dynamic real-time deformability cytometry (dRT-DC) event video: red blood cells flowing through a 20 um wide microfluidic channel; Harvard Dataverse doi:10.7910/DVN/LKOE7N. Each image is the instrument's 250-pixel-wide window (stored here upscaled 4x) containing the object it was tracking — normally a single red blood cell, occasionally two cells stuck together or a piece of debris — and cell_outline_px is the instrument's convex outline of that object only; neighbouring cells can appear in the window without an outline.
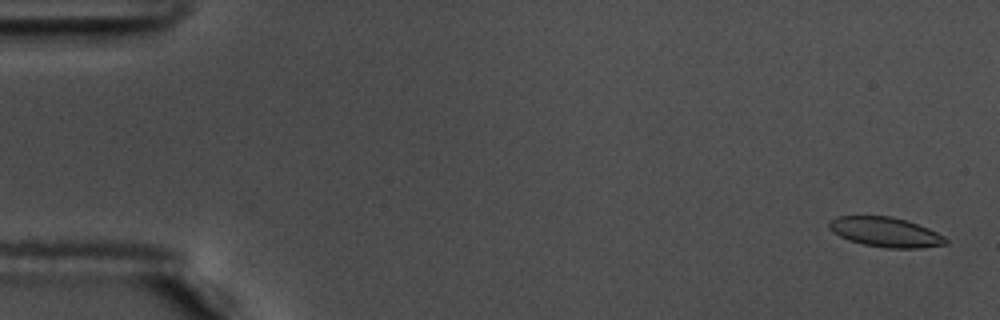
{"species": "common noctule bat (a hibernating species)", "species_latin": "Nyctalus noctula", "temperature_condition": "warm", "stored_images_in_passage": 57, "camera_frame_rate_fps": 3000, "um_per_image_px": 0.085, "animal": {"sex": "male", "body_mass_g": 17.5, "forearm_length_mm": 52.3}, "frame": {"image": 1, "passage_image": 2, "time_ms": 0.333, "image_size_px": [1000, 320], "cell_outline_px": [[948, 244], [920, 248], [884, 248], [864, 244], [848, 240], [832, 232], [828, 228], [828, 220], [836, 216], [892, 216], [928, 228], [944, 236], [948, 240]], "centroid_in_image_um": [75.23, 19.73], "position_along_channel_um": 9.8, "area_um2": 20.29}}
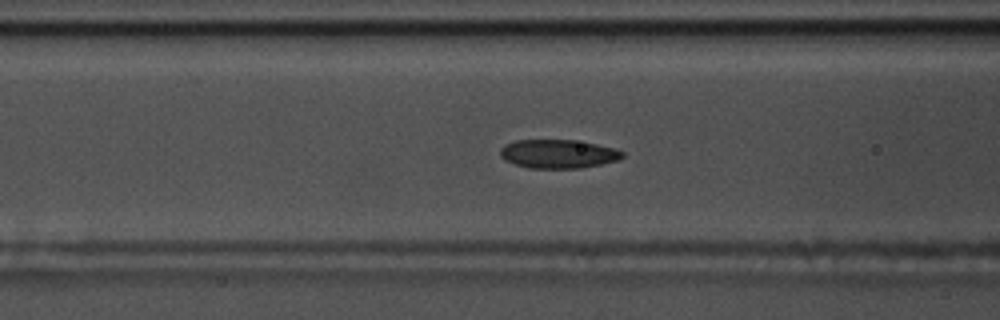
{"frame": {"image": 2, "passage_image": 23, "time_ms": 7.333, "image_size_px": [1000, 320], "cell_outline_px": [[624, 156], [616, 160], [600, 164], [580, 168], [528, 168], [504, 160], [500, 156], [500, 148], [504, 144], [516, 140], [572, 140], [596, 144], [616, 148], [624, 152]], "centroid_in_image_um": [47.42, 13.07], "position_along_channel_um": 119.2, "area_um2": 20.4}}
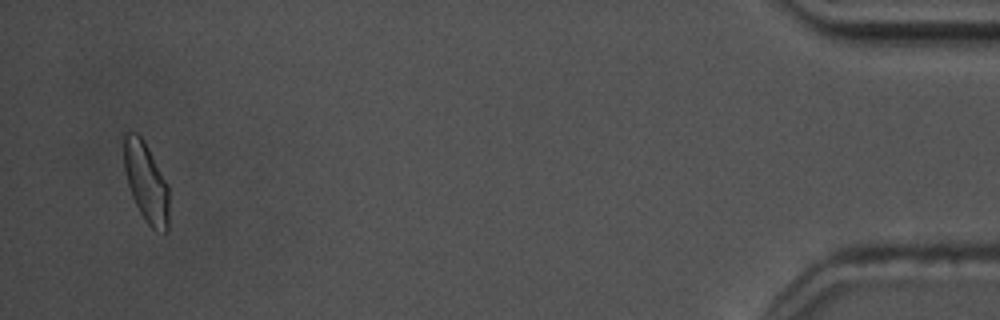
{"frame": {"image": 3, "passage_image": 55, "time_ms": 18.0, "image_size_px": [1000, 320], "cell_outline_px": [[168, 232], [164, 232], [152, 228], [144, 220], [132, 196], [128, 184], [124, 168], [124, 132], [136, 132], [140, 136], [148, 148], [168, 184]], "centroid_in_image_um": [12.42, 15.49], "position_along_channel_um": 422.8, "area_um2": 20.69}, "authors_computed_cell_mechanics": {"area_um2": 20.6346, "velocity_mm_per_s": 3.6145, "shape_relaxation_time_tau1_ms": 4.5297, "shape_relaxation_time_tau2_ms": 1.9739, "deformation_change_tau1": 0.1114, "deformation_change_tau2": 0.0697}}